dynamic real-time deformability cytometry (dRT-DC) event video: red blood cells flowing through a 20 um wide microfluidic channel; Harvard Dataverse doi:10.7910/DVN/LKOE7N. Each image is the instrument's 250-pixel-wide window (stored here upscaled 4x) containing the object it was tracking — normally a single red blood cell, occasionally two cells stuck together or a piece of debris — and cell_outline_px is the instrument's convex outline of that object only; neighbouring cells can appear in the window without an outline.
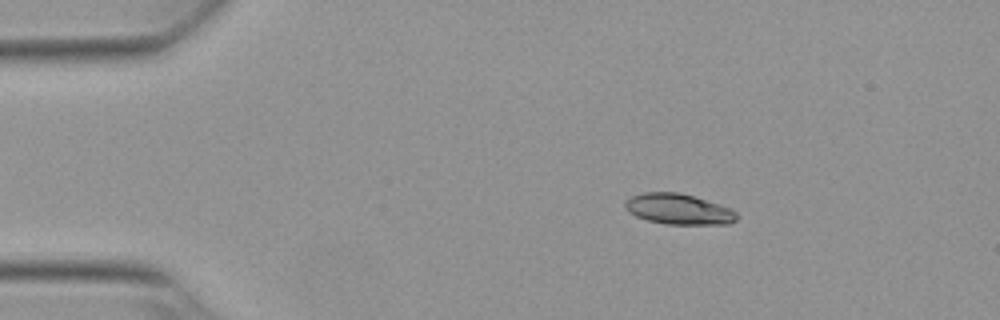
{"species": "Egyptian fruit bat (a non-hibernating species)", "species_latin": "Rousettus aegyptiacus", "temperature_condition": "warm", "stored_images_in_passage": 45, "camera_frame_rate_fps": 3000, "um_per_image_px": 0.085, "animal": {"sex": "female"}, "frame": {"image": 1, "passage_image": 1, "time_ms": 0.0, "image_size_px": [1000, 320], "cell_outline_px": [[736, 220], [728, 224], [664, 224], [648, 220], [636, 216], [628, 212], [624, 208], [624, 200], [632, 196], [644, 192], [676, 192], [692, 196], [720, 204], [736, 212]], "centroid_in_image_um": [57.62, 17.77], "position_along_channel_um": 27.4, "area_um2": 19.83}}
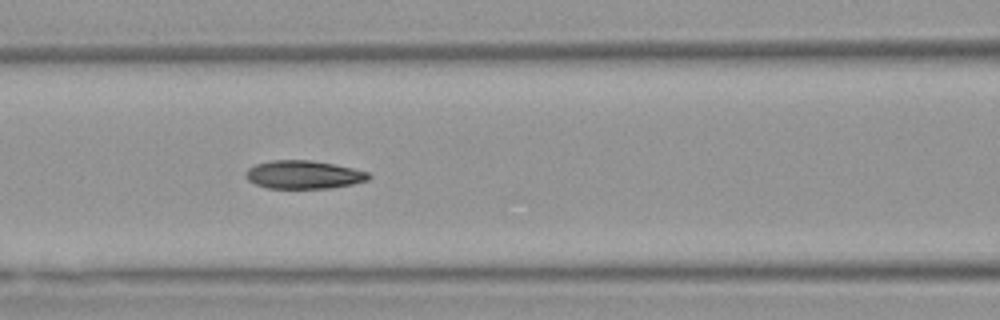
{"frame": {"image": 2, "passage_image": 15, "time_ms": 4.667, "image_size_px": [1000, 320], "cell_outline_px": [[372, 176], [368, 180], [352, 184], [332, 188], [268, 188], [256, 184], [248, 180], [244, 176], [244, 172], [248, 168], [256, 164], [272, 160], [312, 160], [352, 168], [368, 172]], "centroid_in_image_um": [25.79, 14.85], "position_along_channel_um": 140.8, "area_um2": 20.23}}
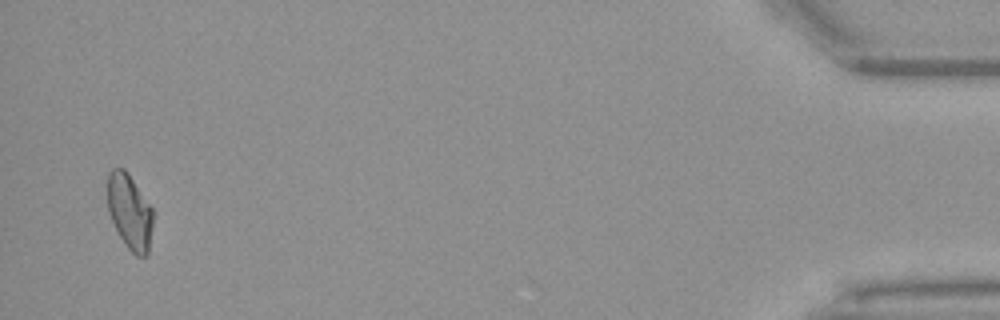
{"frame": {"image": 3, "passage_image": 44, "time_ms": 14.333, "image_size_px": [1000, 320], "cell_outline_px": [[152, 228], [148, 252], [144, 256], [136, 256], [128, 248], [120, 236], [108, 212], [108, 172], [112, 168], [124, 168], [152, 208]], "centroid_in_image_um": [11.01, 17.99], "position_along_channel_um": 424.2, "area_um2": 19.54}, "authors_computed_cell_mechanics": {"area_um2": 20.23, "velocity_mm_per_s": 3.826, "shape_relaxation_time_tau1_ms": 8.2069, "shape_relaxation_time_tau2_ms": 6.5101, "deformation_change_tau1": 0.1992, "deformation_change_tau2": 0.0997}}